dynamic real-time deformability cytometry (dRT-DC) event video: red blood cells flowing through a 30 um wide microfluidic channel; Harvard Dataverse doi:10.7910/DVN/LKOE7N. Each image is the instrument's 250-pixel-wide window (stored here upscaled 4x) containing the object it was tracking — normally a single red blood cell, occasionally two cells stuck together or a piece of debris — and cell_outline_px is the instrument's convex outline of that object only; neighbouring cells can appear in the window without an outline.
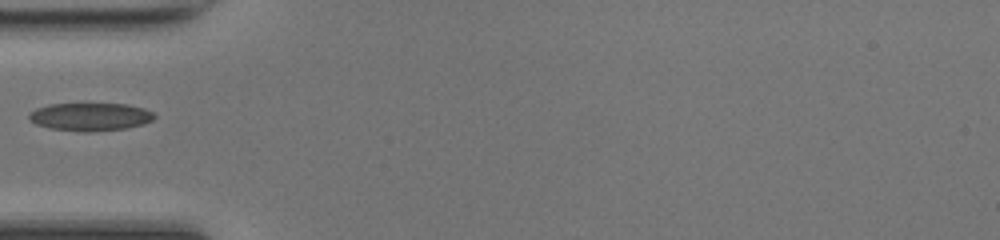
{"species": "common noctule bat (a hibernating species)", "species_latin": "Nyctalus noctula", "temperature_condition": "room temperature", "stored_images_in_passage": 33, "camera_frame_rate_fps": 3000, "um_per_image_px": 0.085, "animal": {"sex": "female", "body_mass_g": 17.0, "forearm_length_mm": 48.0}, "frame": {"image": 1, "passage_image": 1, "time_ms": 0.0, "image_size_px": [1000, 240], "cell_outline_px": [[156, 116], [152, 120], [144, 124], [124, 128], [92, 132], [84, 132], [48, 128], [36, 124], [28, 116], [36, 108], [48, 104], [128, 104], [144, 108], [152, 112]], "centroid_in_image_um": [7.69, 9.93], "position_along_channel_um": 77.3, "area_um2": 20.35}}
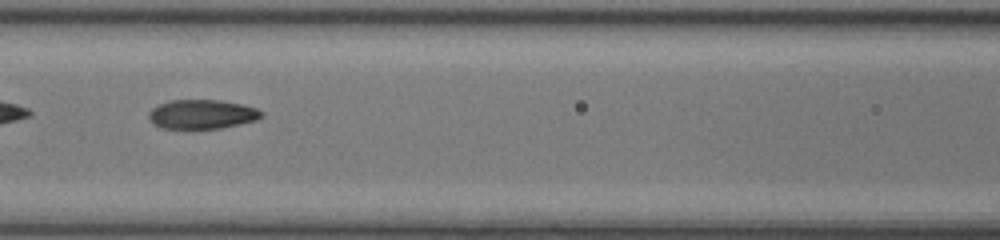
{"frame": {"image": 2, "passage_image": 6, "time_ms": 1.667, "image_size_px": [1000, 240], "cell_outline_px": [[264, 116], [256, 120], [240, 124], [220, 128], [164, 128], [152, 124], [148, 116], [148, 112], [152, 108], [160, 104], [172, 100], [220, 100], [240, 104], [256, 108], [264, 112]], "centroid_in_image_um": [17.18, 9.71], "position_along_channel_um": 149.4, "area_um2": 19.13}}
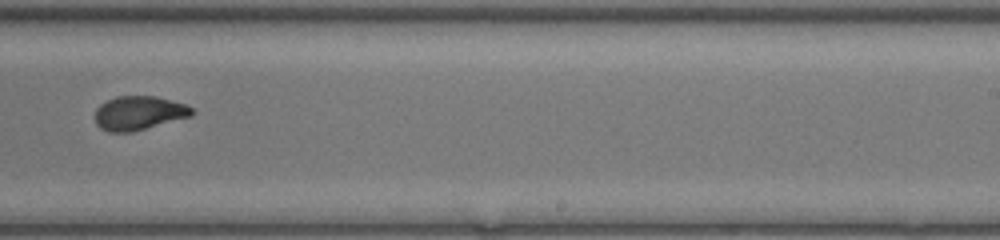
{"frame": {"image": 3, "passage_image": 15, "time_ms": 4.667, "image_size_px": [1000, 240], "cell_outline_px": [[196, 112], [192, 116], [132, 132], [108, 132], [100, 128], [96, 124], [96, 108], [100, 104], [116, 96], [156, 96], [184, 104], [192, 108]], "centroid_in_image_um": [11.81, 9.61], "position_along_channel_um": 277.2, "area_um2": 19.19}}